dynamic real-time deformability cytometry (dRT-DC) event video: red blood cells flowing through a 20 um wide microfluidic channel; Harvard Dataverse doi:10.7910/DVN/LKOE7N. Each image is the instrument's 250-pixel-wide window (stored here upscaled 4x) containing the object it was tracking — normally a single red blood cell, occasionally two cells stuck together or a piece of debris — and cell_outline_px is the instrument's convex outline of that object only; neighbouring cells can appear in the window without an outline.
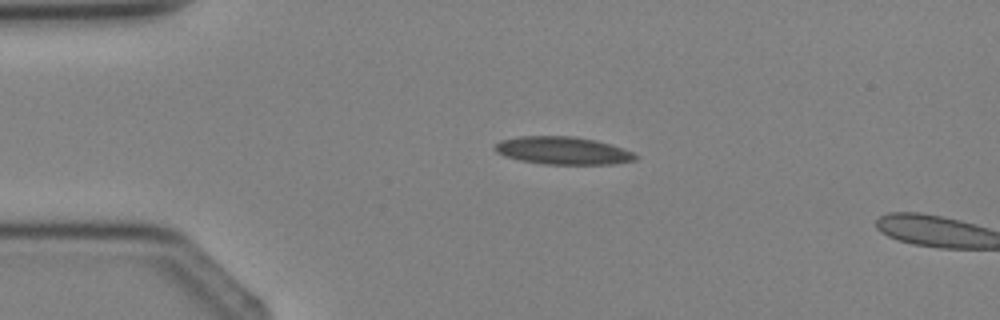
{"species": "Egyptian fruit bat (a non-hibernating species)", "species_latin": "Rousettus aegyptiacus", "temperature_condition": "cold", "stored_images_in_passage": 2, "camera_frame_rate_fps": 3000, "um_per_image_px": 0.085, "animal": {"sex": "female"}, "frame": {"image": 1, "passage_image": 1, "time_ms": 0.0, "image_size_px": [1000, 320], "cell_outline_px": [[640, 156], [636, 160], [612, 164], [544, 164], [520, 160], [504, 156], [496, 152], [492, 148], [500, 140], [516, 136], [572, 136], [596, 140], [612, 144], [624, 148]], "centroid_in_image_um": [47.84, 12.79], "position_along_channel_um": 37.2, "area_um2": 22.95}}